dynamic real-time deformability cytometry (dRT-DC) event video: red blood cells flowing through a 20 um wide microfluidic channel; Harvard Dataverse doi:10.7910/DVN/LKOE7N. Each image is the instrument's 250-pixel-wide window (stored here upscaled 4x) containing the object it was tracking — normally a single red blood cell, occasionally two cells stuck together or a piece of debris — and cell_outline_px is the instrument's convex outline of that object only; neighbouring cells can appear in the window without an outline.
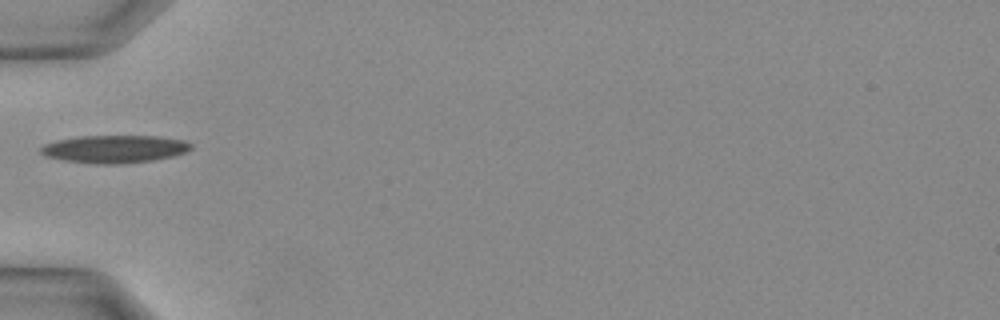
{"species": "Egyptian fruit bat (a non-hibernating species)", "species_latin": "Rousettus aegyptiacus", "temperature_condition": "warm", "stored_images_in_passage": 22, "camera_frame_rate_fps": 3000, "um_per_image_px": 0.085, "animal": {"sex": "female"}, "frame": {"image": 1, "passage_image": 1, "time_ms": 0.0, "image_size_px": [1000, 320], "cell_outline_px": [[192, 148], [184, 152], [172, 156], [152, 160], [124, 164], [92, 164], [64, 160], [44, 156], [40, 152], [40, 148], [44, 144], [56, 140], [76, 136], [156, 136], [184, 140], [192, 144]], "centroid_in_image_um": [9.69, 12.67], "position_along_channel_um": 75.3, "area_um2": 24.39}}
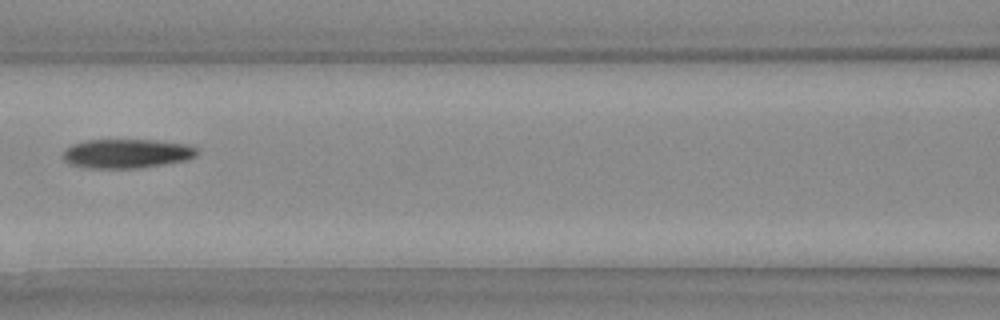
{"frame": {"image": 2, "passage_image": 5, "time_ms": 1.333, "image_size_px": [1000, 320], "cell_outline_px": [[196, 156], [184, 160], [136, 168], [96, 168], [68, 164], [64, 160], [64, 148], [72, 144], [84, 140], [152, 140], [184, 144], [196, 148]], "centroid_in_image_um": [10.7, 13.04], "position_along_channel_um": 155.9, "area_um2": 22.37}}
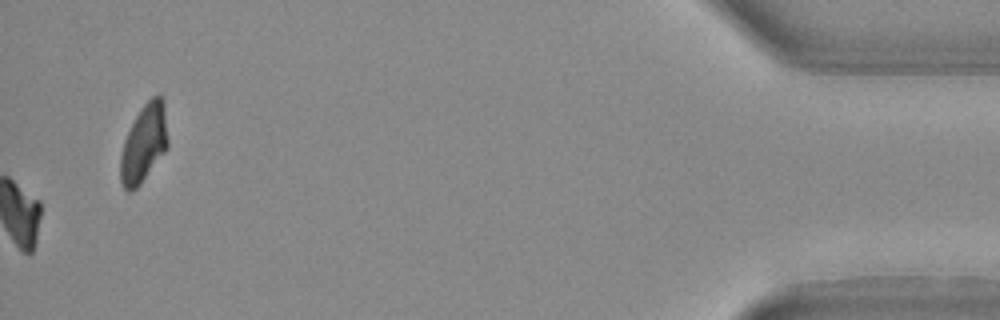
{"frame": {"image": 3, "passage_image": 22, "time_ms": 7.0, "image_size_px": [1000, 320], "cell_outline_px": [[168, 148], [140, 184], [136, 188], [128, 192], [124, 188], [120, 180], [120, 156], [124, 140], [140, 108], [152, 96], [160, 96], [164, 100], [168, 140]], "centroid_in_image_um": [12.24, 12.19], "position_along_channel_um": 423.0, "area_um2": 21.44}}